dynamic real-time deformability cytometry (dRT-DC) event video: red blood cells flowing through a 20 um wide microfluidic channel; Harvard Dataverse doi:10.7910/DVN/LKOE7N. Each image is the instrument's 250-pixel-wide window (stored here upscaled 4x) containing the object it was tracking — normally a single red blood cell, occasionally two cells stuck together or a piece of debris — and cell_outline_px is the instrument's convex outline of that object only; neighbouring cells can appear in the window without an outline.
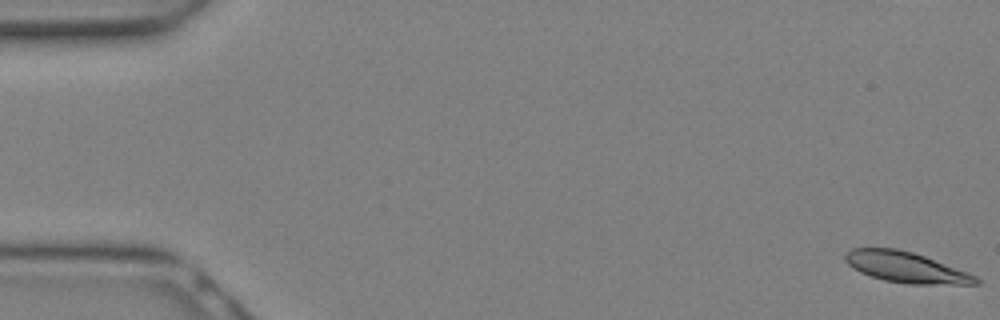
{"species": "Egyptian fruit bat (a non-hibernating species)", "species_latin": "Rousettus aegyptiacus", "temperature_condition": "warm", "stored_images_in_passage": 12, "camera_frame_rate_fps": 3000, "um_per_image_px": 0.085, "animal": {"sex": "female"}, "frame": {"image": 1, "passage_image": 1, "time_ms": 0.0, "image_size_px": [1000, 320], "cell_outline_px": [[980, 284], [908, 284], [884, 280], [860, 272], [852, 268], [844, 260], [844, 252], [852, 248], [896, 248], [912, 252], [924, 256], [968, 272], [976, 276], [980, 280]], "centroid_in_image_um": [76.98, 22.71], "position_along_channel_um": 8.0, "area_um2": 23.35}}